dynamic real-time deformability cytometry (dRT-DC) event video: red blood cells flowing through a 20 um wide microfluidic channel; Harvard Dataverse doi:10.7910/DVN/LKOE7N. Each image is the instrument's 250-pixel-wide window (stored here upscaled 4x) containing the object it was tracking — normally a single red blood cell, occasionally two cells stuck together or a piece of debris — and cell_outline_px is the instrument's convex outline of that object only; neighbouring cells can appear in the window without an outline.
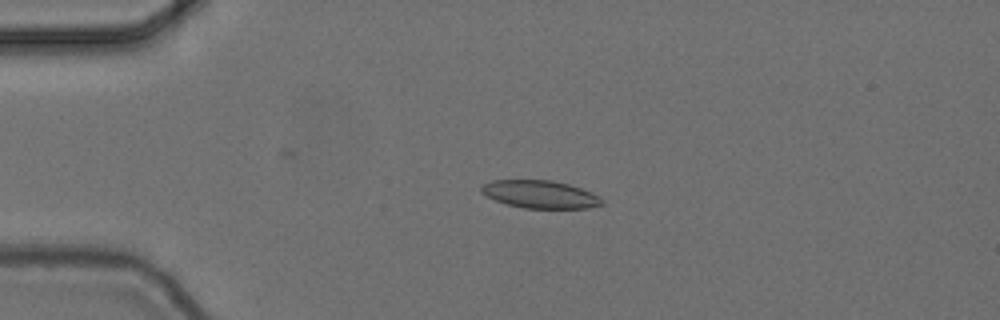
{"species": "common noctule bat (a hibernating species)", "species_latin": "Nyctalus noctula", "temperature_condition": "cold", "stored_images_in_passage": 42, "camera_frame_rate_fps": 3000, "um_per_image_px": 0.085, "animal": {"sex": "female", "body_mass_g": 24.6, "forearm_length_mm": 56.2}, "frame": {"image": 1, "passage_image": 10, "time_ms": 3.0, "image_size_px": [1000, 320], "cell_outline_px": [[604, 204], [588, 208], [524, 208], [508, 204], [496, 200], [480, 192], [480, 184], [492, 180], [552, 180], [568, 184], [592, 192], [604, 200]], "centroid_in_image_um": [45.91, 16.51], "position_along_channel_um": 39.1, "area_um2": 19.54}}
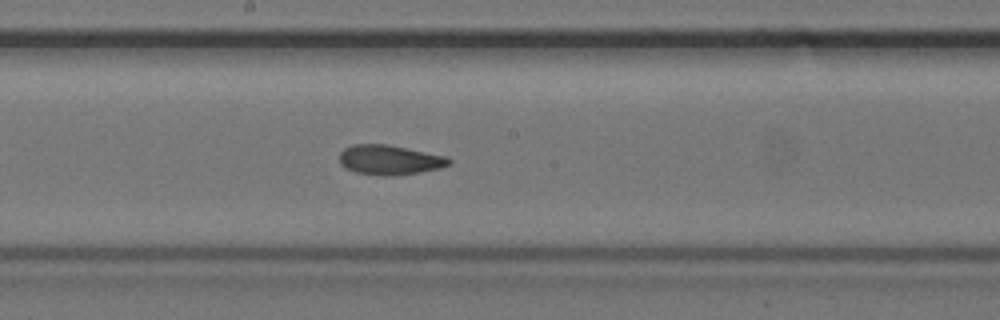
{"frame": {"image": 2, "passage_image": 27, "time_ms": 8.667, "image_size_px": [1000, 320], "cell_outline_px": [[452, 164], [440, 168], [420, 172], [396, 176], [380, 176], [356, 172], [344, 168], [340, 164], [340, 152], [344, 148], [352, 144], [384, 144], [448, 156], [452, 160]], "centroid_in_image_um": [33.13, 13.6], "position_along_channel_um": 215.1, "area_um2": 19.19}}
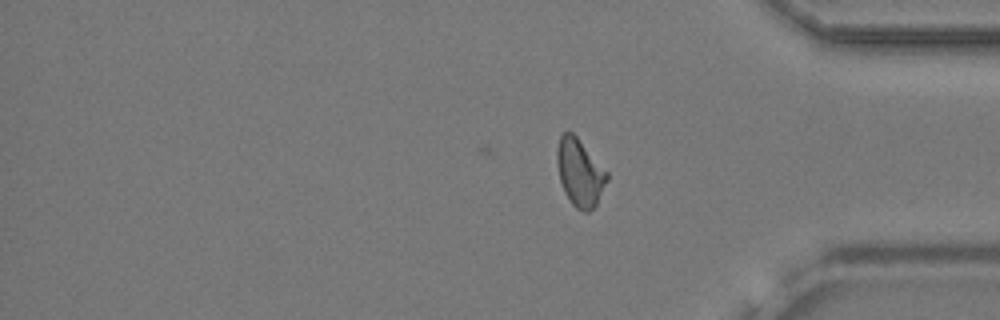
{"frame": {"image": 3, "passage_image": 42, "time_ms": 13.667, "image_size_px": [1000, 320], "cell_outline_px": [[608, 180], [596, 204], [588, 212], [584, 212], [576, 208], [572, 204], [564, 192], [560, 180], [556, 160], [556, 148], [560, 136], [564, 132], [572, 132], [576, 136], [608, 172]], "centroid_in_image_um": [49.27, 14.67], "position_along_channel_um": 385.9, "area_um2": 19.54}, "authors_computed_cell_mechanics": {"area_um2": 19.3052, "velocity_mm_per_s": 3.6985, "shape_relaxation_time_tau1_ms": 6.141, "shape_relaxation_time_tau2_ms": 1.661, "deformation_change_tau1": 0.1799, "deformation_change_tau2": 0.0835}}